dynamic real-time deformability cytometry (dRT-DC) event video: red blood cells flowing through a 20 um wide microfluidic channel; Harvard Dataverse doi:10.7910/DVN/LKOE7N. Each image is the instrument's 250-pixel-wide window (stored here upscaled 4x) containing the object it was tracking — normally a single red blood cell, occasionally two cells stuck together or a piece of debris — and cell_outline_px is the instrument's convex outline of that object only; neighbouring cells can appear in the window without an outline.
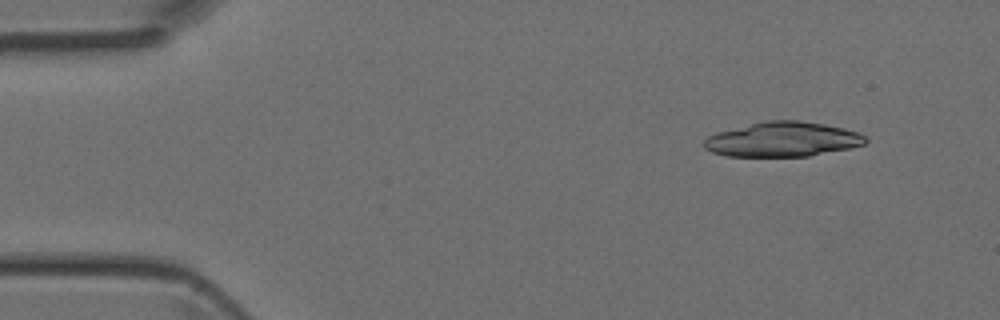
{"species": "Egyptian fruit bat (a non-hibernating species)", "species_latin": "Rousettus aegyptiacus", "temperature_condition": "room temperature", "stored_images_in_passage": 3, "camera_frame_rate_fps": 3000, "um_per_image_px": 0.085, "animal": {"sex": "female"}, "frame": {"image": 1, "passage_image": 1, "time_ms": 0.0, "image_size_px": [1000, 320], "cell_outline_px": [[868, 140], [864, 144], [852, 148], [808, 156], [728, 156], [712, 152], [704, 148], [704, 140], [708, 136], [716, 132], [768, 120], [800, 120], [824, 124], [844, 128], [860, 132]], "centroid_in_image_um": [66.55, 11.84], "position_along_channel_um": 18.4, "area_um2": 32.66}}